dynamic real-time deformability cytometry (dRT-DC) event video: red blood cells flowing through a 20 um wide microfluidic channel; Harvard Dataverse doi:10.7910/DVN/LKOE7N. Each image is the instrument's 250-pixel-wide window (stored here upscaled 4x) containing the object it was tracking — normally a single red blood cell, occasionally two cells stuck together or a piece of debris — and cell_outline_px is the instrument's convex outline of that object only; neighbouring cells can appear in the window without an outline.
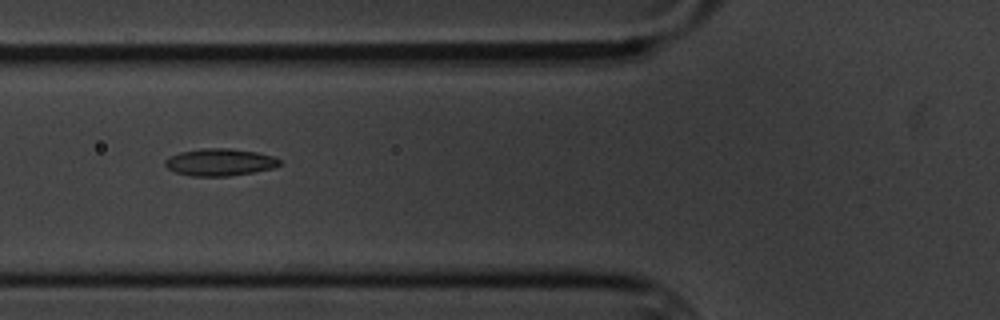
{"species": "common noctule bat (a hibernating species)", "species_latin": "Nyctalus noctula", "temperature_condition": "cold", "stored_images_in_passage": 6, "camera_frame_rate_fps": 3000, "um_per_image_px": 0.085, "animal": {"sex": "male", "body_mass_g": 20.1, "forearm_length_mm": 53.5}, "frame": {"image": 1, "passage_image": 3, "time_ms": 2.333, "image_size_px": [1000, 320], "cell_outline_px": [[280, 164], [276, 168], [228, 176], [192, 176], [176, 172], [168, 168], [164, 164], [164, 160], [168, 156], [180, 152], [204, 148], [232, 148], [256, 152], [272, 156], [280, 160]], "centroid_in_image_um": [18.67, 13.78], "position_along_channel_um": 107.1, "area_um2": 18.15}}
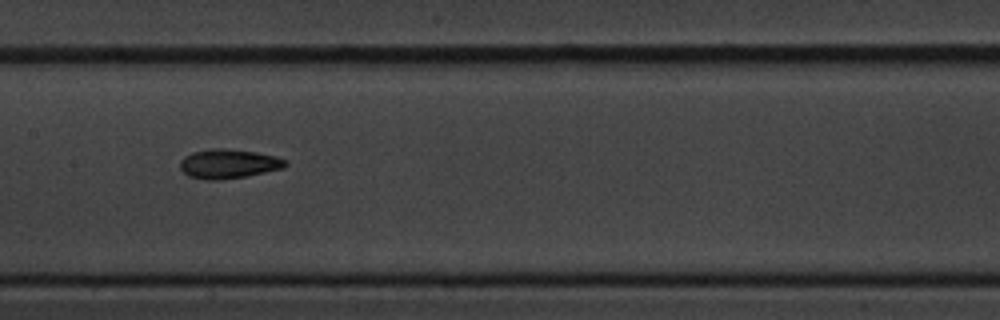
{"frame": {"image": 2, "passage_image": 5, "time_ms": 4.667, "image_size_px": [1000, 320], "cell_outline_px": [[288, 164], [284, 168], [244, 176], [220, 180], [204, 180], [188, 176], [180, 168], [180, 160], [184, 156], [192, 152], [212, 148], [224, 148], [256, 152], [276, 156], [284, 160]], "centroid_in_image_um": [19.39, 13.92], "position_along_channel_um": 188.0, "area_um2": 17.98}}
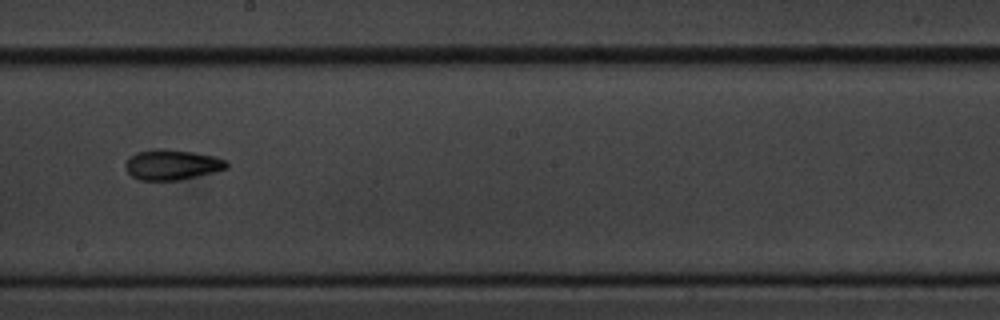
{"frame": {"image": 3, "passage_image": 6, "time_ms": 6.0, "image_size_px": [1000, 320], "cell_outline_px": [[228, 168], [180, 180], [140, 180], [132, 176], [124, 168], [124, 164], [136, 152], [152, 148], [160, 148], [192, 152], [212, 156], [228, 160]], "centroid_in_image_um": [14.6, 13.99], "position_along_channel_um": 233.6, "area_um2": 17.8}}